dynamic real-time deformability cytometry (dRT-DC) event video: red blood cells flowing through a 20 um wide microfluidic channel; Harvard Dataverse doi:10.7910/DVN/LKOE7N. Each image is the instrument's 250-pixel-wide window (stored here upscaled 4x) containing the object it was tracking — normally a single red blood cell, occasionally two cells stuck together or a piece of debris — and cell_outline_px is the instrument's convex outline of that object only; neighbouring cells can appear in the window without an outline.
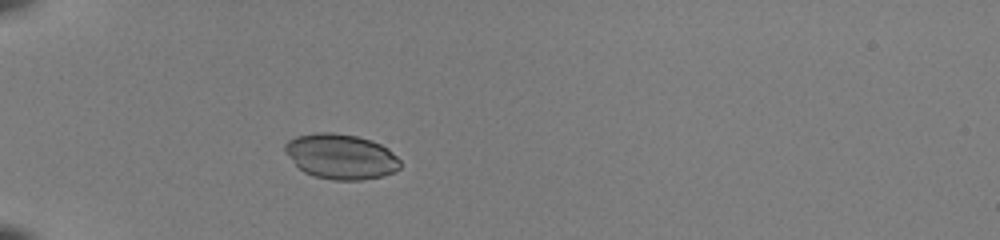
{"species": "common noctule bat (a hibernating species)", "species_latin": "Nyctalus noctula", "temperature_condition": "room temperature", "stored_images_in_passage": 35, "camera_frame_rate_fps": 3000, "um_per_image_px": 0.085, "animal": {"sex": "female", "body_mass_g": 22.0, "forearm_length_mm": 56.7}, "frame": {"image": 1, "passage_image": 1, "time_ms": 0.0, "image_size_px": [1000, 240], "cell_outline_px": [[400, 168], [396, 172], [384, 176], [360, 180], [332, 180], [316, 176], [304, 172], [284, 152], [284, 144], [288, 140], [296, 136], [316, 132], [332, 132], [356, 136], [372, 140], [388, 148], [400, 160]], "centroid_in_image_um": [28.99, 13.3], "position_along_channel_um": 56.0, "area_um2": 30.46}}
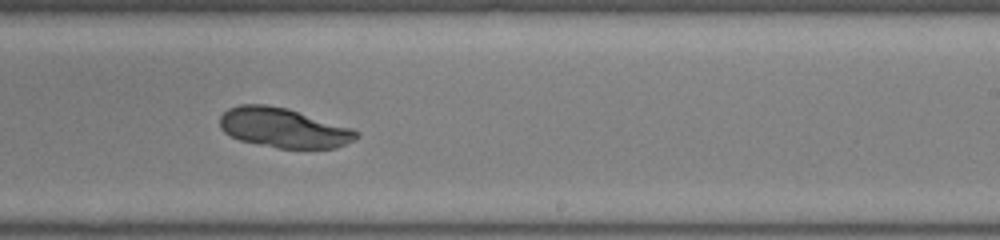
{"frame": {"image": 2, "passage_image": 18, "time_ms": 5.667, "image_size_px": [1000, 240], "cell_outline_px": [[360, 136], [356, 140], [336, 148], [280, 148], [256, 144], [240, 140], [224, 132], [220, 128], [220, 116], [228, 108], [240, 104], [264, 104], [288, 108], [352, 128], [360, 132]], "centroid_in_image_um": [24.12, 10.86], "position_along_channel_um": 264.9, "area_um2": 31.73}}
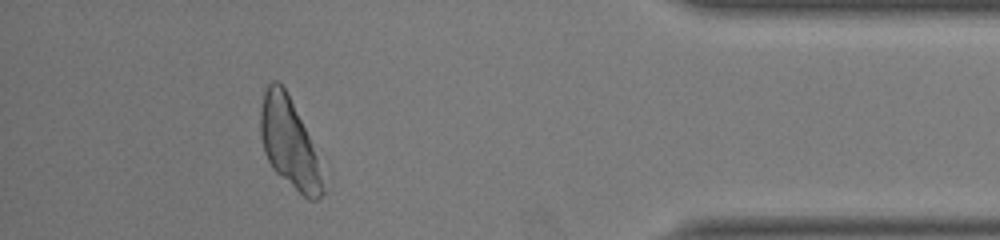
{"frame": {"image": 3, "passage_image": 31, "time_ms": 10.0, "image_size_px": [1000, 240], "cell_outline_px": [[328, 192], [316, 200], [308, 200], [276, 172], [272, 168], [264, 152], [260, 136], [260, 108], [264, 88], [272, 80], [276, 80], [284, 88], [308, 136]], "centroid_in_image_um": [24.56, 12.2], "position_along_channel_um": 410.6, "area_um2": 31.91}}